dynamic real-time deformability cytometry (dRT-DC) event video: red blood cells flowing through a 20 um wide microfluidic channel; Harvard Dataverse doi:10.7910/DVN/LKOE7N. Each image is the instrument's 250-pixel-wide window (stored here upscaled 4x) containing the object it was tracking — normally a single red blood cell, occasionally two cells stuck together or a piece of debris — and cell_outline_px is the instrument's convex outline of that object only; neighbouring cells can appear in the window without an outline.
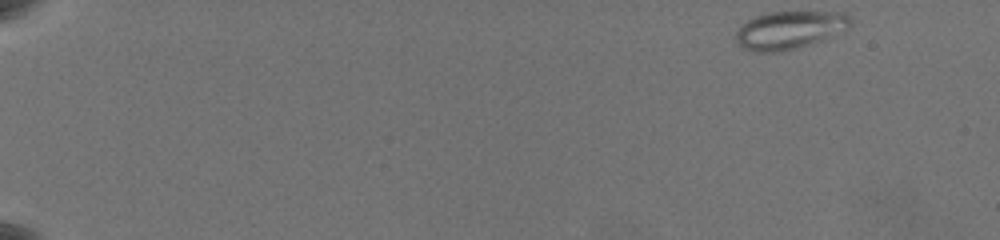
{"species": "common noctule bat (a hibernating species)", "species_latin": "Nyctalus noctula", "temperature_condition": "warm", "stored_images_in_passage": 35, "camera_frame_rate_fps": 3000, "um_per_image_px": 0.085, "animal": {"sex": "female", "body_mass_g": 19.5, "forearm_length_mm": 54.1}, "frame": {"image": 1, "passage_image": 1, "time_ms": 0.0, "image_size_px": [1000, 240], "cell_outline_px": [[852, 24], [848, 28], [820, 40], [796, 48], [776, 52], [760, 52], [744, 48], [736, 40], [736, 32], [748, 20], [772, 12], [840, 12], [848, 16], [852, 20]], "centroid_in_image_um": [67.13, 2.55], "position_along_channel_um": 17.9, "area_um2": 24.57}}
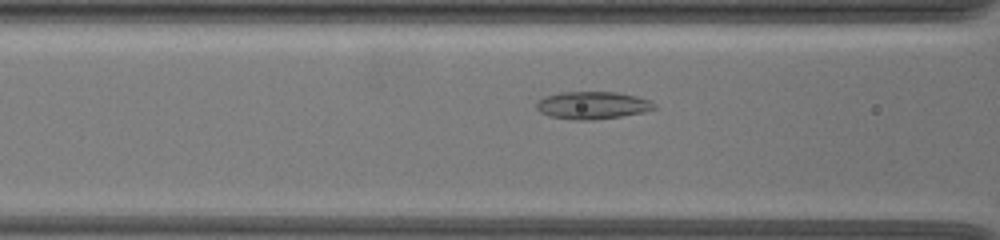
{"frame": {"image": 2, "passage_image": 24, "time_ms": 7.667, "image_size_px": [1000, 240], "cell_outline_px": [[656, 108], [640, 112], [620, 116], [592, 120], [580, 120], [548, 116], [540, 112], [536, 108], [536, 104], [544, 96], [560, 92], [616, 92], [636, 96], [648, 100], [656, 104]], "centroid_in_image_um": [50.32, 8.94], "position_along_channel_um": 116.3, "area_um2": 18.67}}
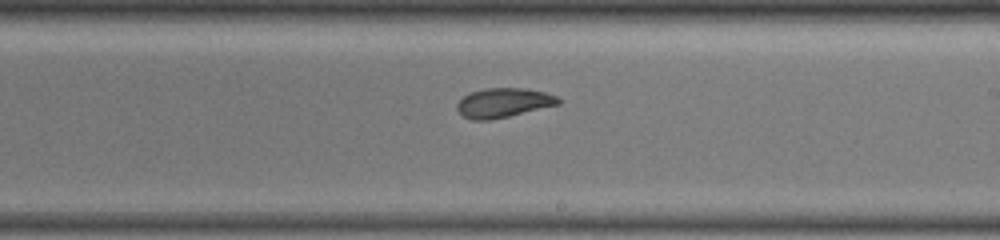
{"frame": {"image": 3, "passage_image": 35, "time_ms": 11.333, "image_size_px": [1000, 240], "cell_outline_px": [[560, 104], [508, 116], [488, 120], [472, 120], [464, 116], [456, 108], [456, 104], [464, 96], [472, 92], [484, 88], [524, 88], [544, 92], [556, 96], [560, 100]], "centroid_in_image_um": [42.78, 8.73], "position_along_channel_um": 246.2, "area_um2": 17.11}}